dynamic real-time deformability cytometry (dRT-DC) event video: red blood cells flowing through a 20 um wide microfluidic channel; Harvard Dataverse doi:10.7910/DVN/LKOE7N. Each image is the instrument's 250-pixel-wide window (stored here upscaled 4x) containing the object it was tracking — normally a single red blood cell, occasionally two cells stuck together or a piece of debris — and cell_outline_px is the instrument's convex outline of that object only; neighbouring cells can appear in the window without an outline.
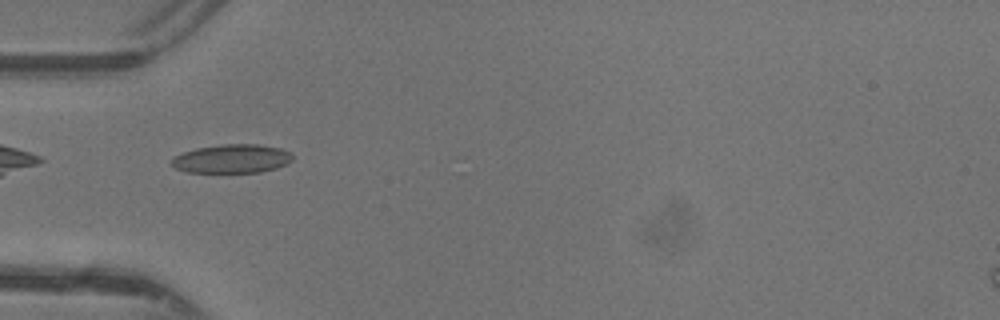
{"species": "common noctule bat (a hibernating species)", "species_latin": "Nyctalus noctula", "temperature_condition": "warm", "stored_images_in_passage": 33, "camera_frame_rate_fps": 3000, "um_per_image_px": 0.085, "animal": {"sex": "female"}, "frame": {"image": 1, "passage_image": 1, "time_ms": 0.0, "image_size_px": [1000, 320], "cell_outline_px": [[292, 160], [276, 168], [260, 172], [184, 172], [176, 168], [172, 164], [172, 160], [176, 156], [184, 152], [196, 148], [224, 144], [256, 144], [280, 148], [288, 152], [292, 156]], "centroid_in_image_um": [19.7, 13.49], "position_along_channel_um": 65.3, "area_um2": 19.94}}
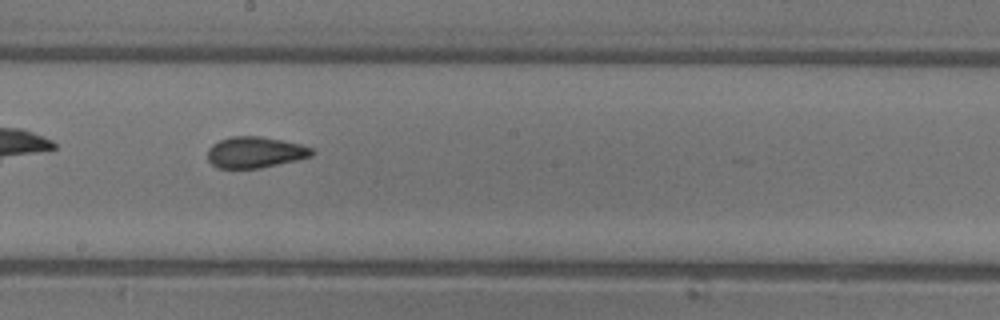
{"frame": {"image": 2, "passage_image": 12, "time_ms": 3.667, "image_size_px": [1000, 320], "cell_outline_px": [[316, 152], [312, 156], [296, 160], [260, 168], [216, 168], [208, 160], [208, 148], [212, 144], [220, 140], [232, 136], [260, 136], [300, 144], [312, 148]], "centroid_in_image_um": [21.68, 12.94], "position_along_channel_um": 226.5, "area_um2": 18.9}}
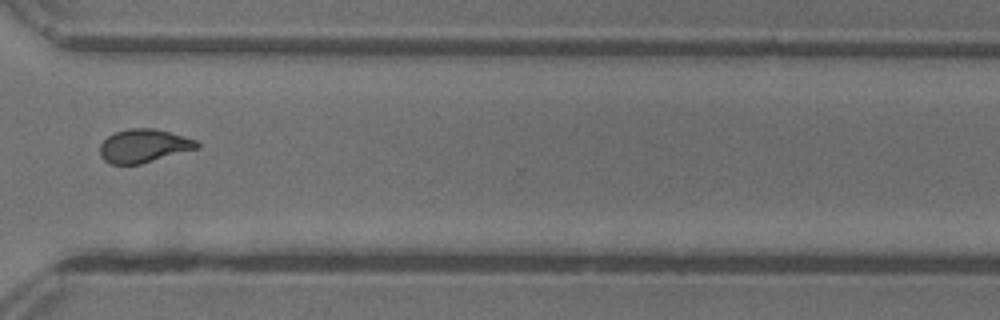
{"frame": {"image": 3, "passage_image": 21, "time_ms": 6.667, "image_size_px": [1000, 320], "cell_outline_px": [[200, 148], [140, 164], [112, 164], [104, 160], [100, 156], [100, 144], [108, 136], [116, 132], [132, 128], [156, 128], [184, 136], [196, 140], [200, 144]], "centroid_in_image_um": [12.24, 12.4], "position_along_channel_um": 358.4, "area_um2": 18.9}, "authors_computed_cell_mechanics": {"area_um2": 18.9006, "velocity_mm_per_s": 4.4094, "shape_relaxation_time_tau1_ms": 9.0475, "shape_relaxation_time_tau2_ms": 1.271, "deformation_change_tau1": 0.2046, "deformation_change_tau2": 0.0742}}